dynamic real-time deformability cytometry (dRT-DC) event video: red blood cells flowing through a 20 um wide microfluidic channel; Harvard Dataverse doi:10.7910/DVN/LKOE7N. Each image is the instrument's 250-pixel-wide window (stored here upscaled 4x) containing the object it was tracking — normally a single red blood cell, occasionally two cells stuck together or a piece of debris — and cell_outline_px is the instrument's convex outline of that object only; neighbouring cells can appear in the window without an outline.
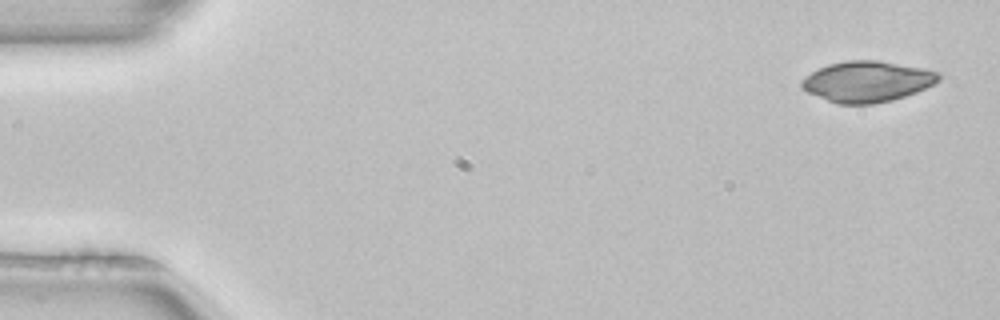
{"species": "common noctule bat (a hibernating species)", "species_latin": "Nyctalus noctula", "temperature_condition": "room temperature", "stored_images_in_passage": 4, "camera_frame_rate_fps": 3000, "um_per_image_px": 0.085, "animal": {"sex": "female", "body_mass_g": 22.7, "forearm_length_mm": 54.2}, "frame": {"image": 1, "passage_image": 1, "time_ms": 0.0, "image_size_px": [1000, 320], "cell_outline_px": [[940, 80], [916, 92], [892, 100], [872, 104], [836, 104], [808, 92], [800, 88], [800, 84], [812, 72], [828, 64], [848, 60], [876, 60], [924, 68], [940, 72]], "centroid_in_image_um": [73.72, 6.93], "position_along_channel_um": 11.3, "area_um2": 32.37}}